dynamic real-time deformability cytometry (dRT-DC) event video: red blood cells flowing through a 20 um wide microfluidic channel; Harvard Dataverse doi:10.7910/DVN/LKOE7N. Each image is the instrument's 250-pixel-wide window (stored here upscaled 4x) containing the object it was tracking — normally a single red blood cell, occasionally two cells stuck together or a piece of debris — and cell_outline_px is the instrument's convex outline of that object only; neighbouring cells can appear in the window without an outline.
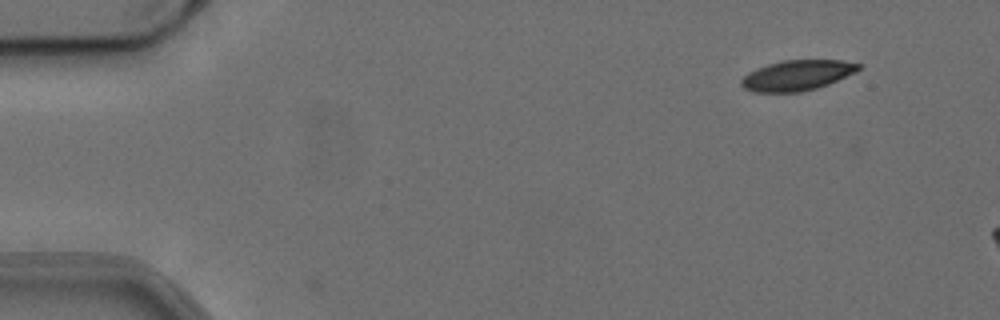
{"species": "common noctule bat (a hibernating species)", "species_latin": "Nyctalus noctula", "temperature_condition": "cold", "stored_images_in_passage": 4, "camera_frame_rate_fps": 3000, "um_per_image_px": 0.085, "animal": {"sex": "female", "body_mass_g": 24.6, "forearm_length_mm": 56.2}, "frame": {"image": 1, "passage_image": 1, "time_ms": 0.0, "image_size_px": [1000, 320], "cell_outline_px": [[860, 68], [828, 84], [816, 88], [800, 92], [752, 92], [744, 88], [740, 84], [740, 80], [748, 72], [756, 68], [768, 64], [784, 60], [840, 60], [860, 64]], "centroid_in_image_um": [67.67, 6.4], "position_along_channel_um": 17.3, "area_um2": 20.46}}